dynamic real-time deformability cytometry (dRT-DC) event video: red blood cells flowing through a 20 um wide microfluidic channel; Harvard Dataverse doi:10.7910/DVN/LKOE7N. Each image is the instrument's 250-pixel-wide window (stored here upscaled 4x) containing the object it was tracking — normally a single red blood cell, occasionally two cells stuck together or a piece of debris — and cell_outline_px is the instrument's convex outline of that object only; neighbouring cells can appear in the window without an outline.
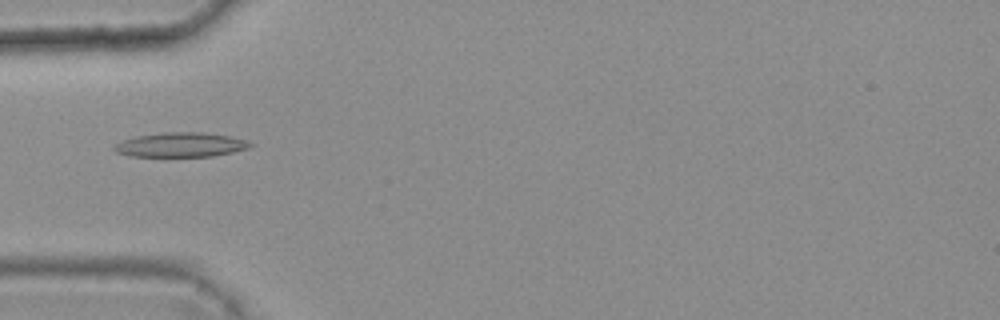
{"species": "common noctule bat (a hibernating species)", "species_latin": "Nyctalus noctula", "temperature_condition": "warm", "stored_images_in_passage": 7, "camera_frame_rate_fps": 3000, "um_per_image_px": 0.085, "animal": {"sex": "female", "body_mass_g": 25.1}, "frame": {"image": 1, "passage_image": 5, "time_ms": 1.333, "image_size_px": [1000, 320], "cell_outline_px": [[252, 144], [248, 148], [232, 152], [212, 156], [132, 156], [116, 152], [112, 148], [116, 144], [124, 140], [136, 136], [164, 132], [204, 132], [232, 136], [244, 140]], "centroid_in_image_um": [15.36, 12.3], "position_along_channel_um": 69.6, "area_um2": 19.19}}
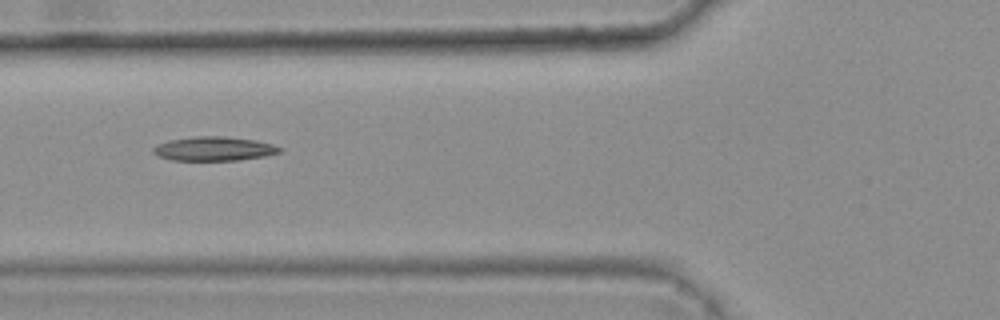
{"frame": {"image": 2, "passage_image": 6, "time_ms": 1.667, "image_size_px": [1000, 320], "cell_outline_px": [[284, 152], [264, 156], [240, 160], [172, 160], [160, 156], [152, 152], [152, 148], [156, 144], [168, 140], [192, 136], [224, 136], [256, 140], [272, 144], [284, 148]], "centroid_in_image_um": [18.21, 12.63], "position_along_channel_um": 107.6, "area_um2": 17.98}}
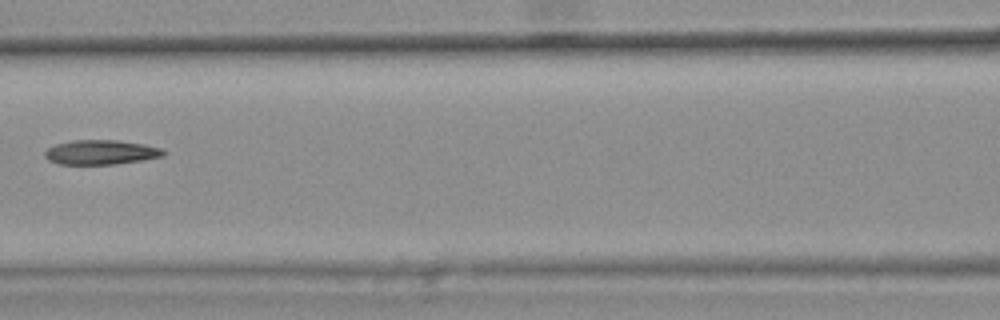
{"frame": {"image": 3, "passage_image": 7, "time_ms": 2.0, "image_size_px": [1000, 320], "cell_outline_px": [[168, 152], [164, 156], [144, 160], [116, 164], [60, 164], [48, 160], [44, 156], [44, 152], [48, 148], [56, 144], [72, 140], [116, 140], [144, 144], [164, 148]], "centroid_in_image_um": [8.63, 12.94], "position_along_channel_um": 158.0, "area_um2": 17.17}}